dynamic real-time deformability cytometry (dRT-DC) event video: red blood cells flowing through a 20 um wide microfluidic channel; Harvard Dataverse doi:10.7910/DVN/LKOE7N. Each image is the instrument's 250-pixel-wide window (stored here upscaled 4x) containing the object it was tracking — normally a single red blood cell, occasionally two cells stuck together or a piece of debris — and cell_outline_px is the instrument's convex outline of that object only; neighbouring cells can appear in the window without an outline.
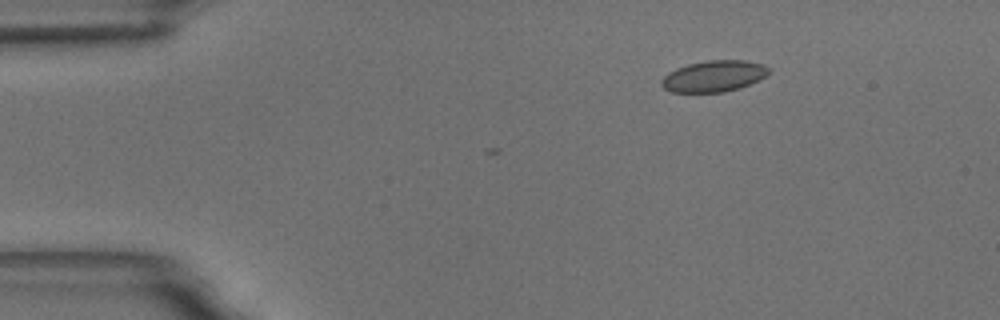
{"species": "common noctule bat (a hibernating species)", "species_latin": "Nyctalus noctula", "temperature_condition": "room temperature", "stored_images_in_passage": 4, "camera_frame_rate_fps": 3000, "um_per_image_px": 0.085, "animal": {"sex": "male", "body_mass_g": 18.8}, "frame": {"image": 1, "passage_image": 1, "time_ms": 0.0, "image_size_px": [1000, 320], "cell_outline_px": [[768, 72], [760, 80], [740, 88], [724, 92], [672, 92], [664, 88], [660, 84], [660, 80], [668, 72], [676, 68], [688, 64], [708, 60], [744, 60], [764, 64], [768, 68]], "centroid_in_image_um": [60.65, 6.47], "position_along_channel_um": 24.3, "area_um2": 19.59}}